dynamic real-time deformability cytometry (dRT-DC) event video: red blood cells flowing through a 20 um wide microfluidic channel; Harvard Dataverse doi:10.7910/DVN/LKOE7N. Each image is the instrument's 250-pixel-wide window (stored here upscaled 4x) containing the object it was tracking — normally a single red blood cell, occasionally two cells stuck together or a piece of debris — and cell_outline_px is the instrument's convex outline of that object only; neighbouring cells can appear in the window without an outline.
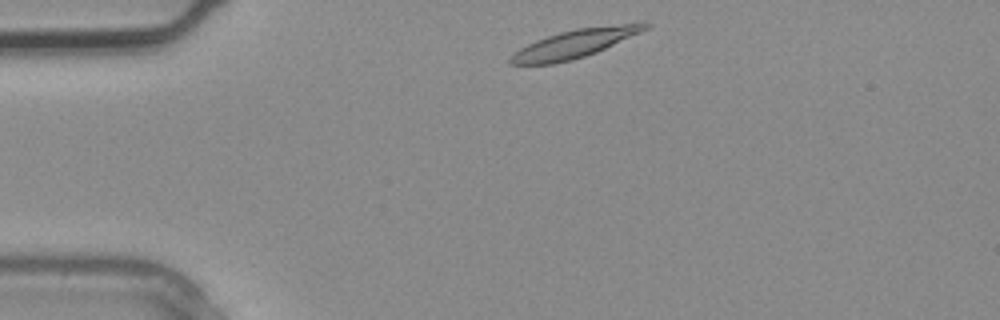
{"species": "common noctule bat (a hibernating species)", "species_latin": "Nyctalus noctula", "temperature_condition": "warm", "stored_images_in_passage": 1, "camera_frame_rate_fps": 3000, "um_per_image_px": 0.085, "animal": {"sex": "male", "body_mass_g": 20.4}, "frame": {"image": 1, "passage_image": 1, "time_ms": 0.0, "image_size_px": [1000, 320], "cell_outline_px": [[652, 24], [648, 28], [640, 32], [596, 52], [572, 60], [552, 64], [508, 64], [508, 60], [512, 52], [536, 40], [560, 32], [576, 28], [640, 20]], "centroid_in_image_um": [48.91, 3.67], "position_along_channel_um": 36.1, "area_um2": 22.54}}